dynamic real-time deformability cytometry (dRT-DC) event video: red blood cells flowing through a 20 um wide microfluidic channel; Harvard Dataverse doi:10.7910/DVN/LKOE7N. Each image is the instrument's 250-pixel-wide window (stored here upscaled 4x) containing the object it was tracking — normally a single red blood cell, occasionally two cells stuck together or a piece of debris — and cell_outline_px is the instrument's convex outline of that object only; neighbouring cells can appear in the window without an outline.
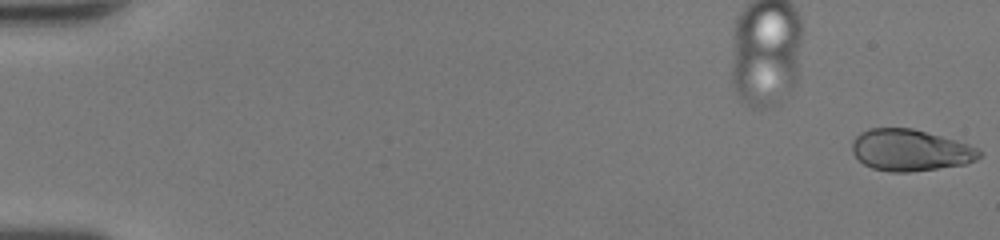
{"species": "human", "species_latin": "Homo sapiens", "temperature_condition": "room temperature", "stored_images_in_passage": 51, "segment_of_instrument_passage": [1, 2], "camera_frame_rate_fps": 3000, "um_per_image_px": 0.085, "donor": {"sex": "female"}, "frame": {"image": 1, "passage_image": 1, "time_ms": 0.0, "image_size_px": [1000, 240], "cell_outline_px": [[984, 152], [976, 160], [964, 164], [908, 172], [892, 172], [872, 168], [864, 164], [852, 152], [852, 140], [860, 132], [868, 128], [912, 128], [968, 144], [980, 148]], "centroid_in_image_um": [77.37, 12.76], "position_along_channel_um": 7.6, "area_um2": 30.69}}
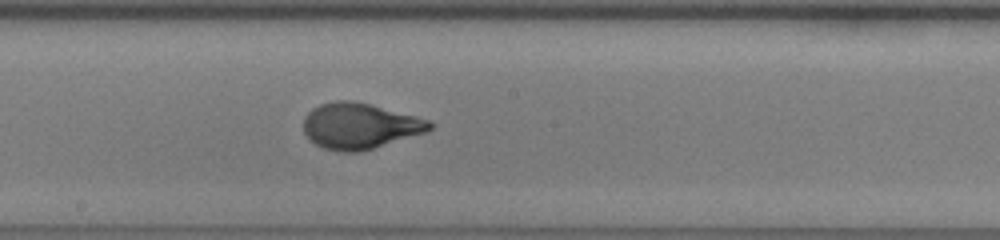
{"frame": {"image": 2, "passage_image": 29, "time_ms": 9.333, "image_size_px": [1000, 240], "cell_outline_px": [[432, 128], [428, 132], [360, 152], [340, 152], [324, 148], [316, 144], [304, 132], [304, 116], [312, 108], [320, 104], [336, 100], [352, 100], [432, 120]], "centroid_in_image_um": [30.6, 10.71], "position_along_channel_um": 217.6, "area_um2": 33.7}}
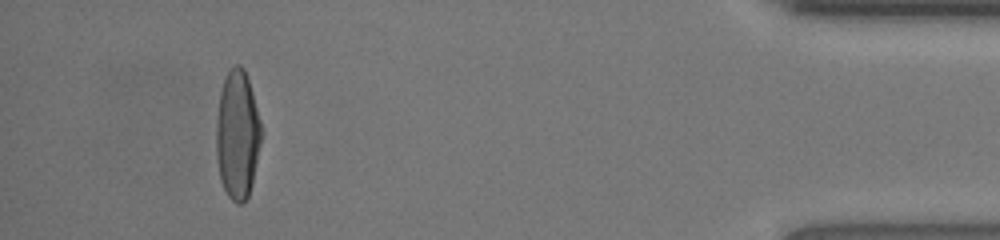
{"frame": {"image": 3, "passage_image": 47, "time_ms": 15.333, "image_size_px": [1000, 240], "cell_outline_px": [[260, 144], [252, 184], [248, 196], [240, 204], [236, 204], [228, 196], [220, 180], [216, 156], [216, 120], [220, 92], [224, 76], [236, 64], [240, 64], [244, 68], [252, 92], [260, 120]], "centroid_in_image_um": [20.16, 11.46], "position_along_channel_um": 415.0, "area_um2": 33.64}}